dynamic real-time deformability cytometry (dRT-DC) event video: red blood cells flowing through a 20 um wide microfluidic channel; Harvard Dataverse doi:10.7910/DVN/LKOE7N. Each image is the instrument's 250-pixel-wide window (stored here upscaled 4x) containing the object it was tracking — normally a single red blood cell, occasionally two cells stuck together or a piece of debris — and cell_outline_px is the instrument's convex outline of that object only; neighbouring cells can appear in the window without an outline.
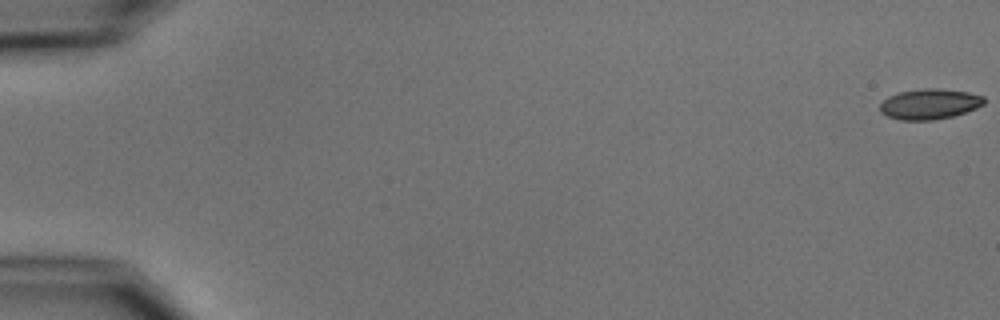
{"species": "common noctule bat (a hibernating species)", "species_latin": "Nyctalus noctula", "temperature_condition": "cold", "stored_images_in_passage": 6, "camera_frame_rate_fps": 3000, "um_per_image_px": 0.085, "animal": {"sex": "male", "body_mass_g": 15.6}, "frame": {"image": 1, "passage_image": 1, "time_ms": 0.0, "image_size_px": [1000, 320], "cell_outline_px": [[984, 104], [976, 108], [952, 116], [932, 120], [900, 120], [888, 116], [880, 112], [880, 104], [888, 96], [900, 92], [924, 88], [940, 88], [968, 92], [984, 96]], "centroid_in_image_um": [79.01, 8.83], "position_along_channel_um": 6.0, "area_um2": 18.38}}
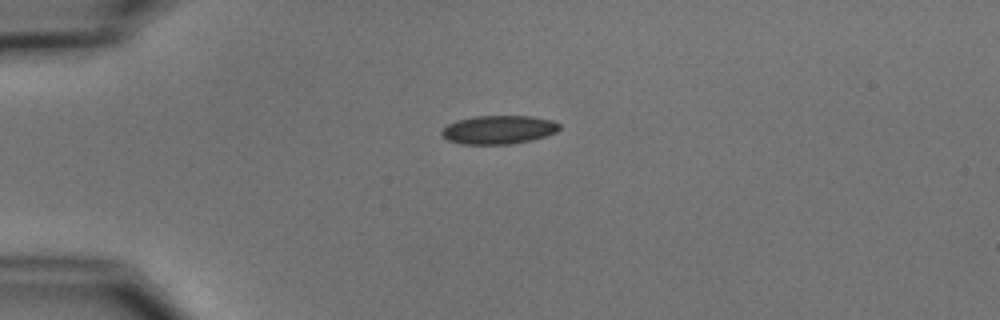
{"frame": {"image": 2, "passage_image": 5, "time_ms": 4.667, "image_size_px": [1000, 320], "cell_outline_px": [[560, 128], [556, 132], [532, 140], [508, 144], [460, 144], [448, 140], [440, 136], [440, 132], [448, 124], [456, 120], [476, 116], [532, 116], [552, 120], [560, 124]], "centroid_in_image_um": [42.35, 11.02], "position_along_channel_um": 42.6, "area_um2": 19.65}}